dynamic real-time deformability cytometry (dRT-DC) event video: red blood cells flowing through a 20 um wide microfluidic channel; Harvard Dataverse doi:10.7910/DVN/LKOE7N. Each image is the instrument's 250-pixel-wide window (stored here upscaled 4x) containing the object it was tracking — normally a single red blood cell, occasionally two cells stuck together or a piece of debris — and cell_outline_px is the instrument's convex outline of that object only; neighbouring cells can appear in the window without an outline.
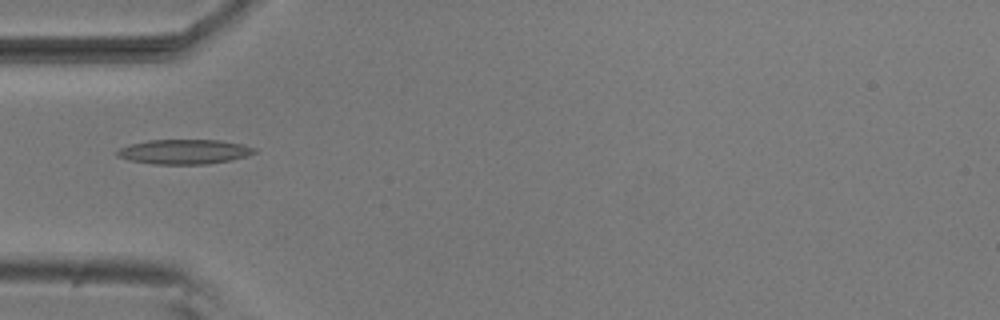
{"species": "common noctule bat (a hibernating species)", "species_latin": "Nyctalus noctula", "temperature_condition": "room temperature", "stored_images_in_passage": 7, "camera_frame_rate_fps": 3000, "um_per_image_px": 0.085, "animal": {"sex": "male", "body_mass_g": 20.5, "forearm_length_mm": 52.5}, "frame": {"image": 1, "passage_image": 5, "time_ms": 1.333, "image_size_px": [1000, 320], "cell_outline_px": [[256, 152], [244, 156], [228, 160], [208, 164], [152, 164], [128, 160], [116, 156], [116, 152], [120, 148], [128, 144], [148, 140], [220, 140], [244, 144], [256, 148]], "centroid_in_image_um": [15.62, 12.89], "position_along_channel_um": 69.4, "area_um2": 19.77}}
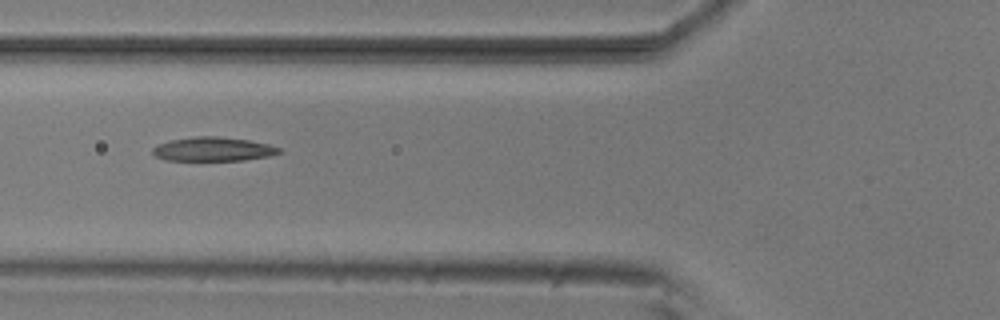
{"frame": {"image": 2, "passage_image": 6, "time_ms": 1.667, "image_size_px": [1000, 320], "cell_outline_px": [[284, 152], [268, 156], [244, 160], [164, 160], [156, 156], [152, 152], [152, 148], [156, 144], [172, 140], [196, 136], [216, 136], [248, 140], [268, 144], [280, 148]], "centroid_in_image_um": [18.11, 12.68], "position_along_channel_um": 107.7, "area_um2": 17.63}}
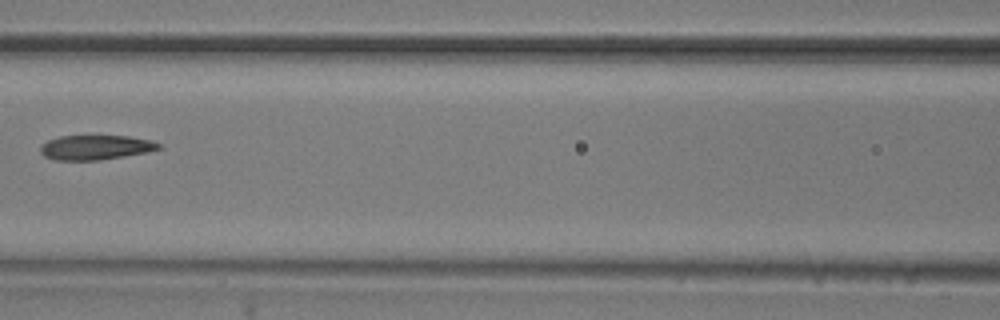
{"frame": {"image": 3, "passage_image": 7, "time_ms": 2.0, "image_size_px": [1000, 320], "cell_outline_px": [[160, 148], [148, 152], [100, 160], [56, 160], [44, 156], [40, 152], [40, 144], [48, 140], [60, 136], [128, 136], [152, 140], [160, 144]], "centroid_in_image_um": [8.1, 12.53], "position_along_channel_um": 158.5, "area_um2": 16.99}}